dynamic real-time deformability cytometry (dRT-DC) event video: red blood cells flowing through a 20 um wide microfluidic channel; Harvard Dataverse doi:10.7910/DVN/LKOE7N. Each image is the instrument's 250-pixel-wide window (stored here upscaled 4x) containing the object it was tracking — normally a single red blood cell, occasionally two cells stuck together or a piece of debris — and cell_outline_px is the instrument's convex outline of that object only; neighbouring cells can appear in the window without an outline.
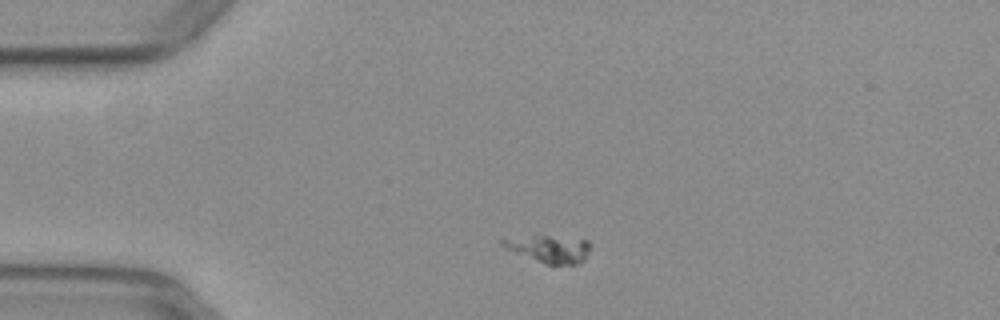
{"species": "common noctule bat (a hibernating species)", "species_latin": "Nyctalus noctula", "temperature_condition": "warm", "stored_images_in_passage": 43, "camera_frame_rate_fps": 3000, "um_per_image_px": 0.085, "animal": {"sex": "female", "body_mass_g": 29.2, "forearm_length_mm": 56.3}, "frame": {"image": 1, "passage_image": 1, "time_ms": 0.0, "image_size_px": [1000, 320], "cell_outline_px": [[592, 244], [584, 260], [580, 264], [544, 264], [504, 248], [500, 244], [500, 240], [532, 236], [548, 236], [588, 240]], "centroid_in_image_um": [46.71, 21.17], "position_along_channel_um": 38.3, "area_um2": 13.81}}
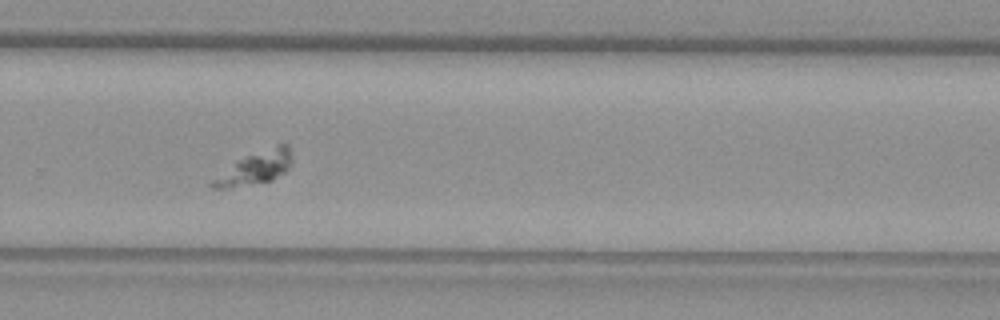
{"frame": {"image": 2, "passage_image": 25, "time_ms": 8.0, "image_size_px": [1000, 320], "cell_outline_px": [[292, 160], [288, 168], [284, 172], [272, 180], [224, 188], [212, 188], [208, 184], [212, 180], [236, 160], [244, 156], [280, 144], [288, 144], [292, 156]], "centroid_in_image_um": [21.69, 14.26], "position_along_channel_um": 308.1, "area_um2": 14.85}}
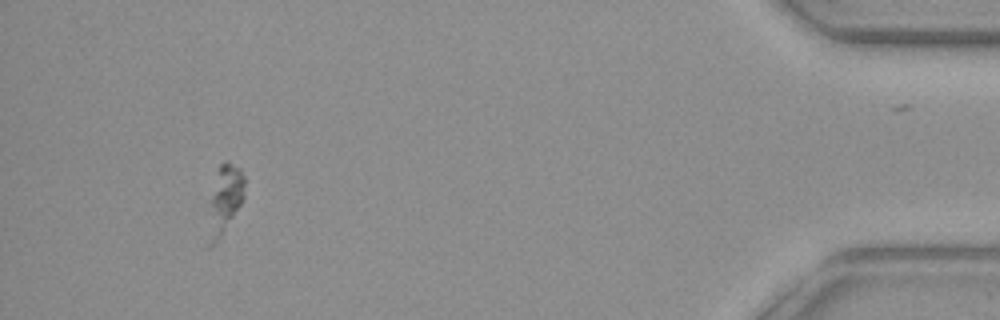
{"frame": {"image": 3, "passage_image": 39, "time_ms": 12.667, "image_size_px": [1000, 320], "cell_outline_px": [[244, 200], [216, 244], [208, 248], [208, 212], [216, 168], [224, 160], [228, 160], [240, 168], [244, 176]], "centroid_in_image_um": [19.09, 16.94], "position_along_channel_um": 416.1, "area_um2": 14.85}}